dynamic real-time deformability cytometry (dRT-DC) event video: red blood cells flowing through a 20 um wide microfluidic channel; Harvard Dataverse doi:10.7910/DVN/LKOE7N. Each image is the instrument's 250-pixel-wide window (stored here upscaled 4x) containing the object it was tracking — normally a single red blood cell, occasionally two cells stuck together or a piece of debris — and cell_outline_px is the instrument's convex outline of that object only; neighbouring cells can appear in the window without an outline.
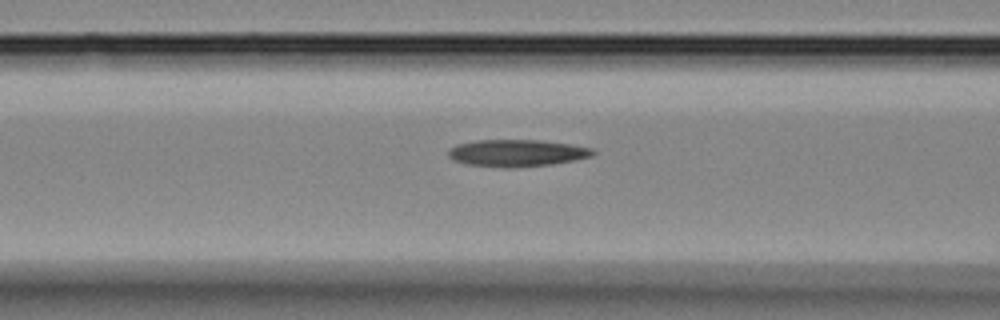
{"species": "Egyptian fruit bat (a non-hibernating species)", "species_latin": "Rousettus aegyptiacus", "temperature_condition": "room temperature", "stored_images_in_passage": 14, "camera_frame_rate_fps": 3000, "um_per_image_px": 0.085, "animal": {"sex": "female"}, "frame": {"image": 1, "passage_image": 12, "time_ms": 3.667, "image_size_px": [1000, 320], "cell_outline_px": [[596, 152], [592, 156], [576, 160], [552, 164], [516, 168], [504, 168], [468, 164], [452, 160], [448, 156], [448, 148], [456, 144], [476, 140], [540, 140], [568, 144], [592, 148]], "centroid_in_image_um": [43.91, 13.01], "position_along_channel_um": 122.7, "area_um2": 22.95}}